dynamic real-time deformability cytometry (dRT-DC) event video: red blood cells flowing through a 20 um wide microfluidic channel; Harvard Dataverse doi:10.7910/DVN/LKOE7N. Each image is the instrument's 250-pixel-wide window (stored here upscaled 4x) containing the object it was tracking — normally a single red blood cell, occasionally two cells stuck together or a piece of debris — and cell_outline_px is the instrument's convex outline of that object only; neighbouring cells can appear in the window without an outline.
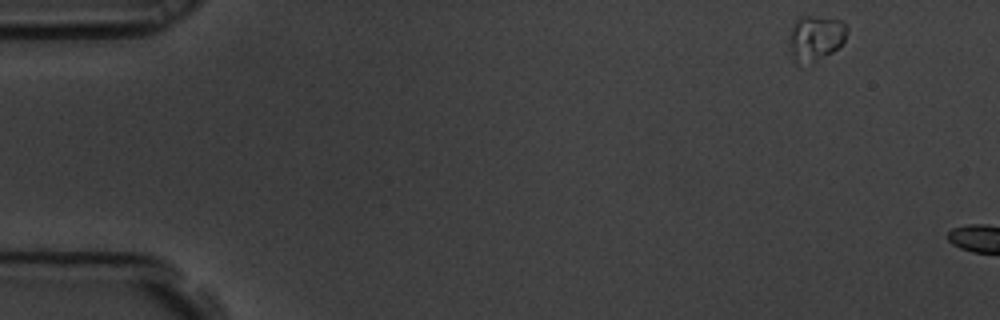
{"species": "common noctule bat (a hibernating species)", "species_latin": "Nyctalus noctula", "temperature_condition": "room temperature", "stored_images_in_passage": 3, "segment_of_instrument_passage": [1, 2], "camera_frame_rate_fps": 3000, "um_per_image_px": 0.085, "animal": {"sex": "male", "body_mass_g": 19.5, "forearm_length_mm": 54.6}, "frame": {"image": 1, "passage_image": 1, "time_ms": 0.0, "image_size_px": [1000, 320], "cell_outline_px": [[848, 32], [844, 40], [832, 52], [812, 64], [796, 64], [792, 60], [788, 44], [792, 28], [796, 20], [800, 16], [812, 16], [844, 20], [848, 28]], "centroid_in_image_um": [69.31, 3.25], "position_along_channel_um": 15.7, "area_um2": 15.61}}